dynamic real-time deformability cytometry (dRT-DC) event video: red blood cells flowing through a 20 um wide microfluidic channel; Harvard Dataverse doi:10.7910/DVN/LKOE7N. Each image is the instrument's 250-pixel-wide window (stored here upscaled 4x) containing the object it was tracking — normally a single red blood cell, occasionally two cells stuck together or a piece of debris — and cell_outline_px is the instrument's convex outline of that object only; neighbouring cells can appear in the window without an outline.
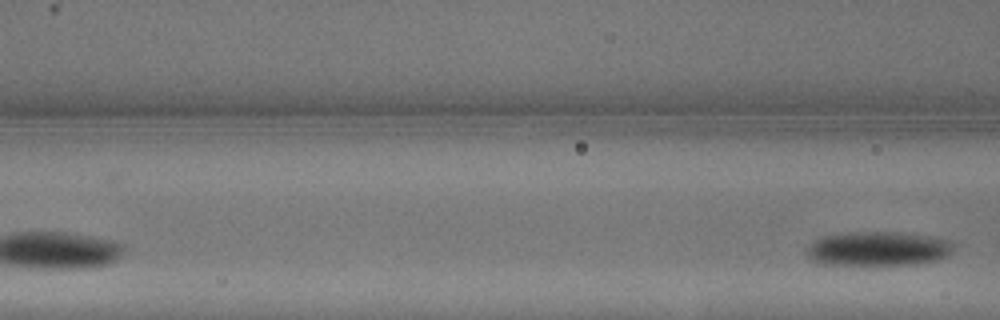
{"species": "common noctule bat (a hibernating species)", "species_latin": "Nyctalus noctula", "temperature_condition": "warm", "stored_images_in_passage": 6, "segment_of_instrument_passage": [2, 2], "camera_frame_rate_fps": 3000, "um_per_image_px": 0.085, "animal": {"sex": "male", "body_mass_g": 13.3}, "frame": {"image": 1, "passage_image": 6, "time_ms": 1.667, "image_size_px": [1000, 320], "cell_outline_px": [[956, 248], [948, 256], [936, 260], [912, 264], [816, 264], [808, 256], [808, 244], [812, 240], [824, 236], [848, 232], [892, 232], [932, 236], [952, 240], [956, 244]], "centroid_in_image_um": [74.67, 21.13], "position_along_channel_um": 91.9, "area_um2": 29.54}}